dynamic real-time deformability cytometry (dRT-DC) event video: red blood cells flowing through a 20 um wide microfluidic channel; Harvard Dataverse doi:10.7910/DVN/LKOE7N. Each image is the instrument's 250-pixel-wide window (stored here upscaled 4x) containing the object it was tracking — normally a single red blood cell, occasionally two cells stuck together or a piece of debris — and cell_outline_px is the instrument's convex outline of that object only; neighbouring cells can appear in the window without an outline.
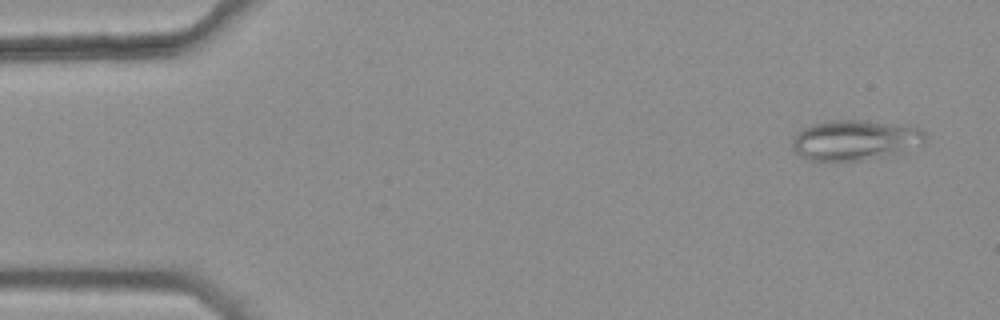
{"species": "common noctule bat (a hibernating species)", "species_latin": "Nyctalus noctula", "temperature_condition": "warm", "stored_images_in_passage": 4, "camera_frame_rate_fps": 3000, "um_per_image_px": 0.085, "animal": {"sex": "female", "body_mass_g": 25.1}, "frame": {"image": 1, "passage_image": 1, "time_ms": 0.0, "image_size_px": [1000, 320], "cell_outline_px": [[924, 144], [892, 156], [864, 160], [808, 160], [800, 156], [792, 148], [792, 140], [804, 128], [816, 124], [832, 120], [864, 120], [920, 128], [924, 132]], "centroid_in_image_um": [72.71, 11.93], "position_along_channel_um": 12.3, "area_um2": 30.98}}